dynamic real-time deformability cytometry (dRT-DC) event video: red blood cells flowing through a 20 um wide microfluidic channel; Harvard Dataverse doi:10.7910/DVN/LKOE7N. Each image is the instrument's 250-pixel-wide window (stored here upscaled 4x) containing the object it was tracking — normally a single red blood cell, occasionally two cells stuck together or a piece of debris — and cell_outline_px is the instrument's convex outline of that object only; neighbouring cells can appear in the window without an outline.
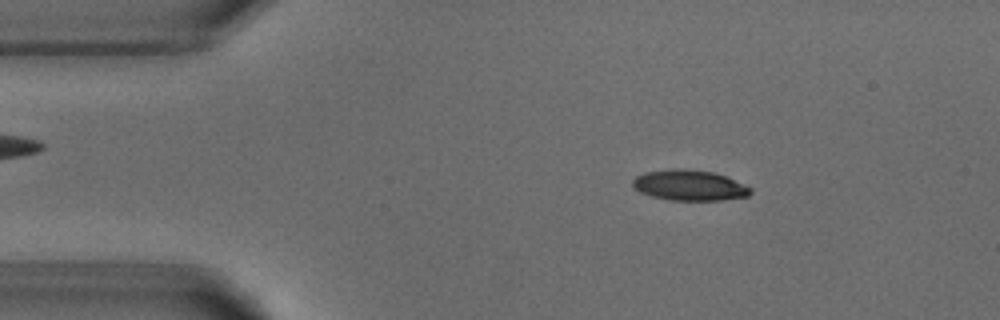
{"species": "common noctule bat (a hibernating species)", "species_latin": "Nyctalus noctula", "temperature_condition": "warm", "stored_images_in_passage": 2, "camera_frame_rate_fps": 3000, "um_per_image_px": 0.085, "animal": {"sex": "male", "body_mass_g": 18.8}, "frame": {"image": 1, "passage_image": 1, "time_ms": 0.0, "image_size_px": [1000, 320], "cell_outline_px": [[752, 192], [748, 196], [724, 200], [668, 200], [652, 196], [640, 192], [632, 184], [632, 180], [636, 176], [644, 172], [676, 168], [684, 168], [712, 172], [724, 176], [752, 188]], "centroid_in_image_um": [58.59, 15.75], "position_along_channel_um": 26.4, "area_um2": 20.92}}